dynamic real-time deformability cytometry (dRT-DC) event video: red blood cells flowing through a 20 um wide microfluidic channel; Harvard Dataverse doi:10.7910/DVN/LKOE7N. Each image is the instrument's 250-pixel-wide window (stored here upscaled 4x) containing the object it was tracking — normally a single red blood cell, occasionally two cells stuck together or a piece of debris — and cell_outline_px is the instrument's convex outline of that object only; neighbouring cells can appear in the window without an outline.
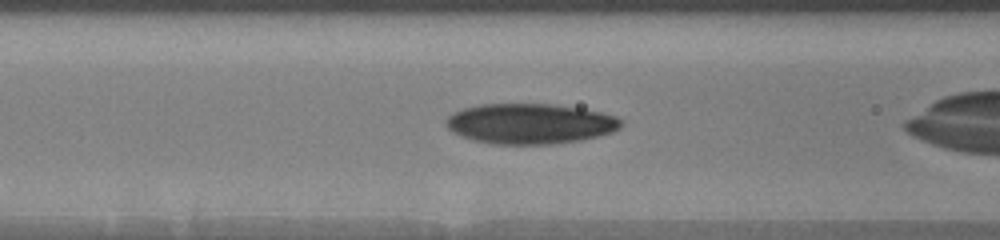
{"species": "human", "species_latin": "Homo sapiens", "temperature_condition": "warm", "stored_images_in_passage": 45, "camera_frame_rate_fps": 3000, "um_per_image_px": 0.085, "donor": {"sex": "male"}, "frame": {"image": 1, "passage_image": 22, "time_ms": 7.0, "image_size_px": [1000, 240], "cell_outline_px": [[624, 124], [620, 128], [612, 132], [580, 140], [552, 144], [496, 144], [472, 140], [460, 136], [452, 132], [444, 124], [444, 120], [452, 112], [464, 108], [480, 104], [556, 104], [604, 112], [616, 116], [624, 120]], "centroid_in_image_um": [45.06, 10.5], "position_along_channel_um": 121.5, "area_um2": 41.56}}
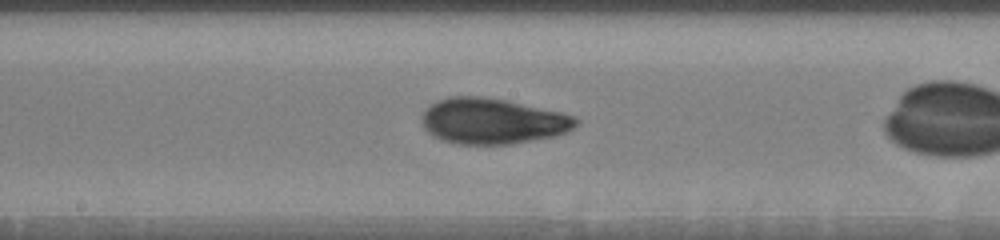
{"frame": {"image": 2, "passage_image": 29, "time_ms": 9.333, "image_size_px": [1000, 240], "cell_outline_px": [[580, 120], [572, 128], [564, 132], [552, 136], [512, 144], [456, 144], [444, 140], [428, 132], [424, 128], [424, 112], [436, 100], [448, 96], [484, 96], [564, 112], [576, 116]], "centroid_in_image_um": [41.89, 10.28], "position_along_channel_um": 206.3, "area_um2": 40.75}}
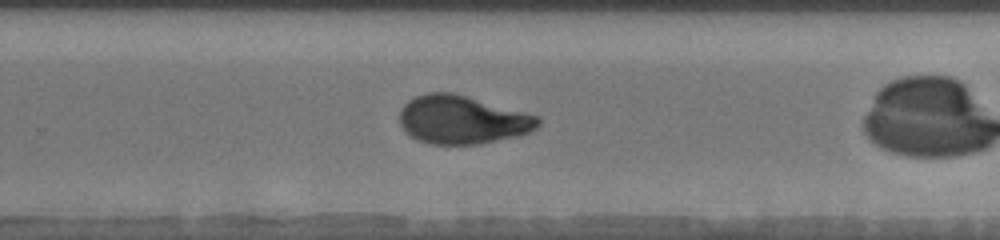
{"frame": {"image": 3, "passage_image": 36, "time_ms": 11.667, "image_size_px": [1000, 240], "cell_outline_px": [[540, 124], [532, 132], [516, 136], [476, 144], [432, 144], [420, 140], [412, 136], [400, 124], [400, 108], [408, 100], [416, 96], [428, 92], [452, 92], [468, 96], [540, 116]], "centroid_in_image_um": [39.32, 10.16], "position_along_channel_um": 290.5, "area_um2": 38.9}}